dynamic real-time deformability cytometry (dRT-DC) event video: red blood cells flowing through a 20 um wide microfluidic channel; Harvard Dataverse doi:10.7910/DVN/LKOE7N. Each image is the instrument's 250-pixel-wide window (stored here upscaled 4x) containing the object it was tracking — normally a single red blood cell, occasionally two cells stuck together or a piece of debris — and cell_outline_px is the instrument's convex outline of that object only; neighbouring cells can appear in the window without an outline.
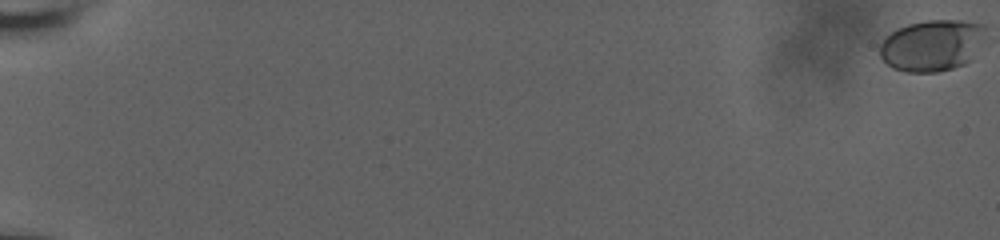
{"species": "human", "species_latin": "Homo sapiens", "temperature_condition": "room temperature", "stored_images_in_passage": 61, "camera_frame_rate_fps": 3000, "um_per_image_px": 0.085, "donor": {"sex": "male"}, "frame": {"image": 1, "passage_image": 1, "time_ms": 0.0, "image_size_px": [1000, 240], "cell_outline_px": [[984, 32], [968, 60], [964, 64], [952, 68], [936, 72], [908, 72], [892, 68], [880, 56], [880, 44], [892, 32], [908, 24], [928, 20], [964, 20], [984, 24]], "centroid_in_image_um": [79.17, 3.85], "position_along_channel_um": 5.8, "area_um2": 30.87}}
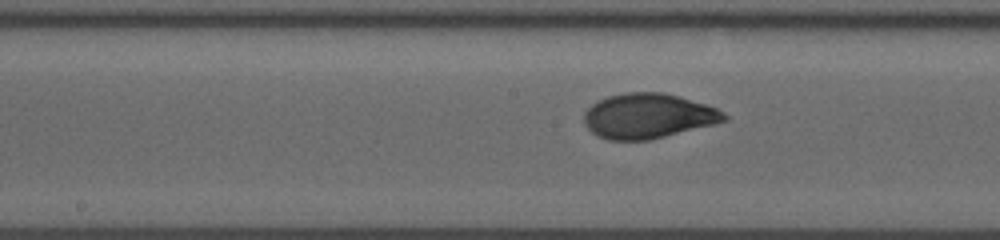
{"frame": {"image": 2, "passage_image": 36, "time_ms": 11.667, "image_size_px": [1000, 240], "cell_outline_px": [[728, 120], [648, 140], [608, 140], [596, 136], [584, 124], [584, 112], [596, 100], [608, 96], [624, 92], [664, 92], [680, 96], [716, 108], [724, 112], [728, 116]], "centroid_in_image_um": [55.04, 9.84], "position_along_channel_um": 193.2, "area_um2": 36.65}}
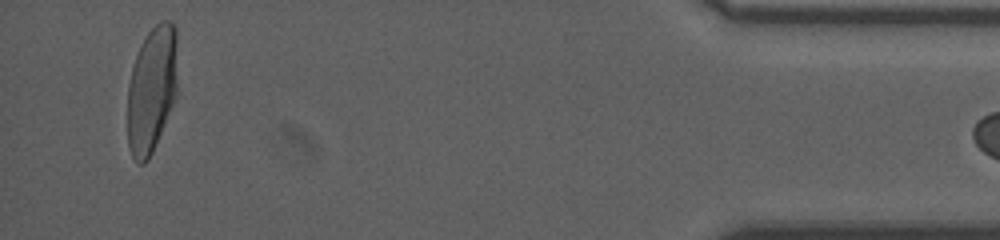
{"frame": {"image": 3, "passage_image": 60, "time_ms": 19.667, "image_size_px": [1000, 240], "cell_outline_px": [[176, 96], [152, 152], [148, 160], [144, 164], [136, 164], [128, 148], [128, 84], [132, 68], [140, 44], [148, 32], [160, 20], [172, 20], [176, 28]], "centroid_in_image_um": [12.88, 7.59], "position_along_channel_um": 422.3, "area_um2": 36.88}}